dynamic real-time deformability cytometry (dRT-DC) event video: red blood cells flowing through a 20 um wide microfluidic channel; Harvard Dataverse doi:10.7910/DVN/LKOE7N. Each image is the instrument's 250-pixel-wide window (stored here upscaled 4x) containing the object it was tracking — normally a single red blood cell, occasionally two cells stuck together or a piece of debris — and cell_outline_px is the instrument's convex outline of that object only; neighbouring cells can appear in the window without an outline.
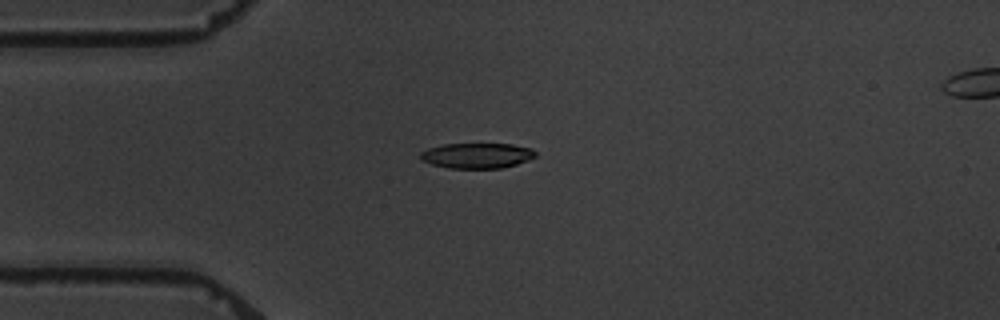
{"species": "common noctule bat (a hibernating species)", "species_latin": "Nyctalus noctula", "temperature_condition": "warm", "stored_images_in_passage": 4, "camera_frame_rate_fps": 3000, "um_per_image_px": 0.085, "animal": {"sex": "male", "body_mass_g": 19.5, "forearm_length_mm": 54.6}, "frame": {"image": 1, "passage_image": 3, "time_ms": 2.333, "image_size_px": [1000, 320], "cell_outline_px": [[536, 156], [528, 160], [516, 164], [500, 168], [448, 168], [432, 164], [420, 160], [420, 152], [428, 148], [444, 144], [512, 144], [532, 148], [536, 152]], "centroid_in_image_um": [40.53, 13.22], "position_along_channel_um": 44.5, "area_um2": 16.99}}